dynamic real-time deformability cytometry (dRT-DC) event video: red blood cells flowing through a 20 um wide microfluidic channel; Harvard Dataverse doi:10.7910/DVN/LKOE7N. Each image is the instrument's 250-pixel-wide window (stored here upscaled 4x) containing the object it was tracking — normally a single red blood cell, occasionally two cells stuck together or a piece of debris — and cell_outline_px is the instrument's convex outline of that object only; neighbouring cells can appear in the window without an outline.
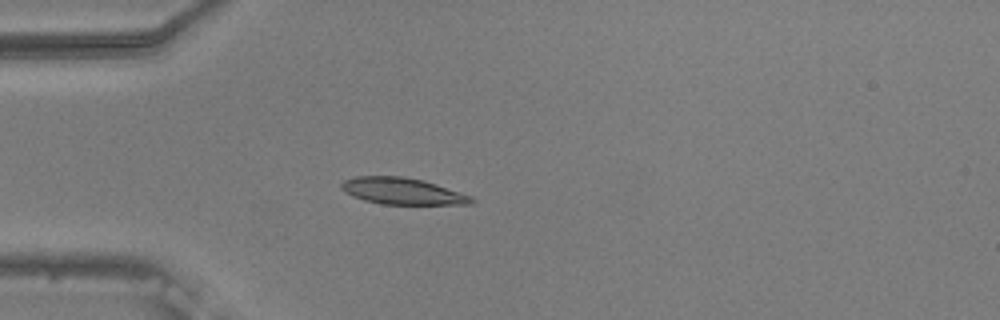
{"species": "common noctule bat (a hibernating species)", "species_latin": "Nyctalus noctula", "temperature_condition": "warm", "stored_images_in_passage": 23, "camera_frame_rate_fps": 3000, "um_per_image_px": 0.085, "animal": {"sex": "male", "body_mass_g": 20.5, "forearm_length_mm": 52.5}, "frame": {"image": 1, "passage_image": 1, "time_ms": 0.0, "image_size_px": [1000, 320], "cell_outline_px": [[476, 200], [472, 204], [380, 204], [364, 200], [352, 196], [344, 192], [340, 188], [340, 184], [344, 180], [356, 176], [404, 176], [424, 180], [472, 196]], "centroid_in_image_um": [34.18, 16.24], "position_along_channel_um": 50.8, "area_um2": 20.29}}
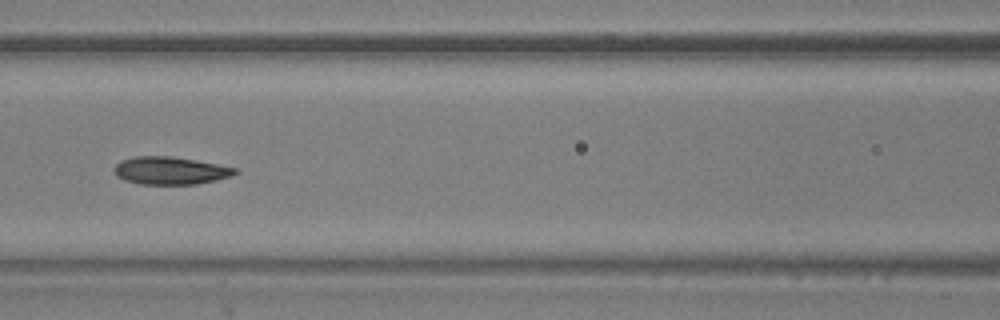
{"frame": {"image": 2, "passage_image": 10, "time_ms": 3.0, "image_size_px": [1000, 320], "cell_outline_px": [[240, 172], [232, 176], [216, 180], [196, 184], [140, 184], [124, 180], [116, 176], [112, 168], [120, 160], [136, 156], [172, 156], [220, 164], [236, 168]], "centroid_in_image_um": [14.48, 14.5], "position_along_channel_um": 152.1, "area_um2": 19.77}}
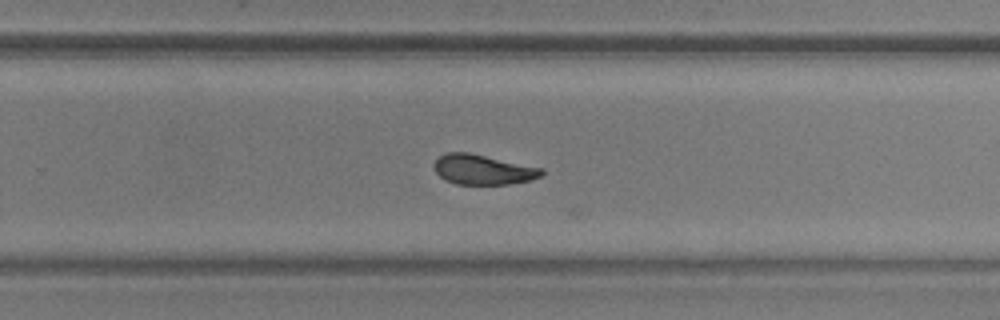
{"frame": {"image": 3, "passage_image": 21, "time_ms": 6.667, "image_size_px": [1000, 320], "cell_outline_px": [[544, 172], [540, 176], [532, 180], [508, 184], [456, 184], [440, 176], [436, 172], [432, 164], [440, 156], [448, 152], [468, 152], [544, 168]], "centroid_in_image_um": [41.07, 14.41], "position_along_channel_um": 288.7, "area_um2": 18.73}}